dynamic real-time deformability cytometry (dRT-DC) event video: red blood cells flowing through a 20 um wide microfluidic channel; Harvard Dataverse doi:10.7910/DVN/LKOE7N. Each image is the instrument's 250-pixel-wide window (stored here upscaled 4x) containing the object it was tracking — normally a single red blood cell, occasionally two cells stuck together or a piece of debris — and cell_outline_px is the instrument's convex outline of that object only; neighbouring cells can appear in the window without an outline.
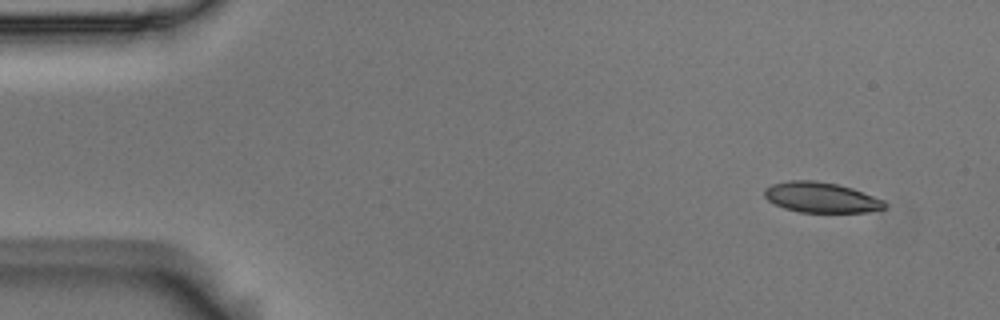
{"species": "Egyptian fruit bat (a non-hibernating species)", "species_latin": "Rousettus aegyptiacus", "temperature_condition": "room temperature", "stored_images_in_passage": 51, "camera_frame_rate_fps": 3000, "um_per_image_px": 0.085, "animal": {"sex": "male"}, "frame": {"image": 1, "passage_image": 1, "time_ms": 0.0, "image_size_px": [1000, 320], "cell_outline_px": [[884, 208], [864, 212], [800, 212], [784, 208], [768, 200], [764, 196], [764, 188], [772, 184], [788, 180], [816, 180], [836, 184], [852, 188], [884, 200]], "centroid_in_image_um": [69.74, 16.77], "position_along_channel_um": 15.3, "area_um2": 21.1}}
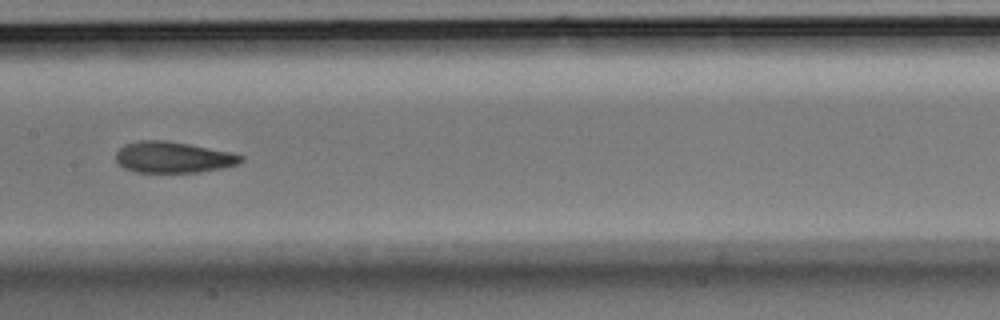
{"frame": {"image": 2, "passage_image": 24, "time_ms": 7.667, "image_size_px": [1000, 320], "cell_outline_px": [[244, 160], [236, 164], [220, 168], [200, 172], [136, 172], [124, 168], [116, 160], [116, 152], [124, 144], [140, 140], [168, 140], [232, 152], [244, 156]], "centroid_in_image_um": [14.71, 13.36], "position_along_channel_um": 192.7, "area_um2": 22.72}}
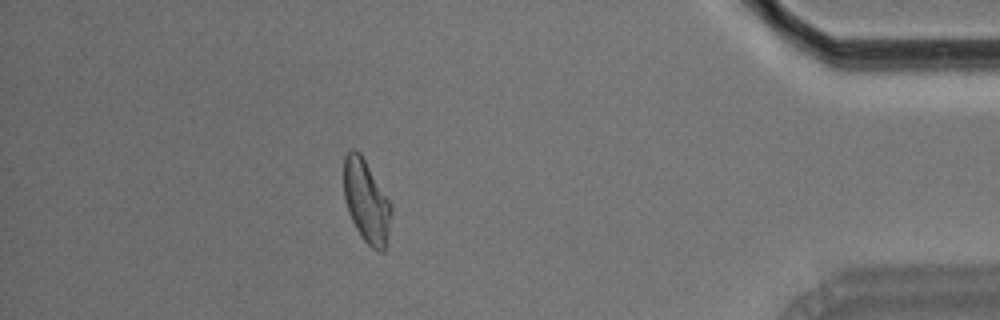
{"frame": {"image": 3, "passage_image": 45, "time_ms": 14.667, "image_size_px": [1000, 320], "cell_outline_px": [[392, 212], [384, 252], [380, 252], [372, 248], [360, 236], [352, 220], [344, 196], [344, 156], [348, 148], [356, 148], [360, 152], [388, 200], [392, 208]], "centroid_in_image_um": [31.12, 17.09], "position_along_channel_um": 404.1, "area_um2": 22.54}, "authors_computed_cell_mechanics": {"area_um2": 22.831, "velocity_mm_per_s": 3.6749, "shape_relaxation_time_tau1_ms": 7.7783, "shape_relaxation_time_tau2_ms": 2.991, "deformation_change_tau1": 0.1896, "deformation_change_tau2": 0.1014}}